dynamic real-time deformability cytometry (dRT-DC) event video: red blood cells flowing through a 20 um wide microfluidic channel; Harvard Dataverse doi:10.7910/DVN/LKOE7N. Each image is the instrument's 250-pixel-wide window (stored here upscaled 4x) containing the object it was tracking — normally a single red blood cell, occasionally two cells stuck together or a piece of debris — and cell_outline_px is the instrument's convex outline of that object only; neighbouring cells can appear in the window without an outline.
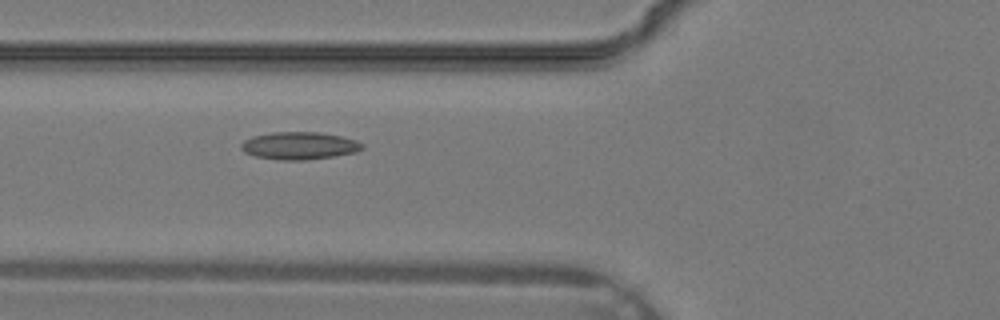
{"species": "common noctule bat (a hibernating species)", "species_latin": "Nyctalus noctula", "temperature_condition": "warm", "stored_images_in_passage": 28, "camera_frame_rate_fps": 3000, "um_per_image_px": 0.085, "animal": {"sex": "male", "body_mass_g": 19.2, "forearm_length_mm": 51.8}, "frame": {"image": 1, "passage_image": 6, "time_ms": 1.667, "image_size_px": [1000, 320], "cell_outline_px": [[364, 148], [356, 152], [308, 160], [276, 160], [256, 156], [244, 152], [240, 148], [240, 144], [244, 140], [252, 136], [272, 132], [320, 132], [340, 136], [356, 140], [364, 144]], "centroid_in_image_um": [25.42, 12.38], "position_along_channel_um": 100.4, "area_um2": 19.54}}
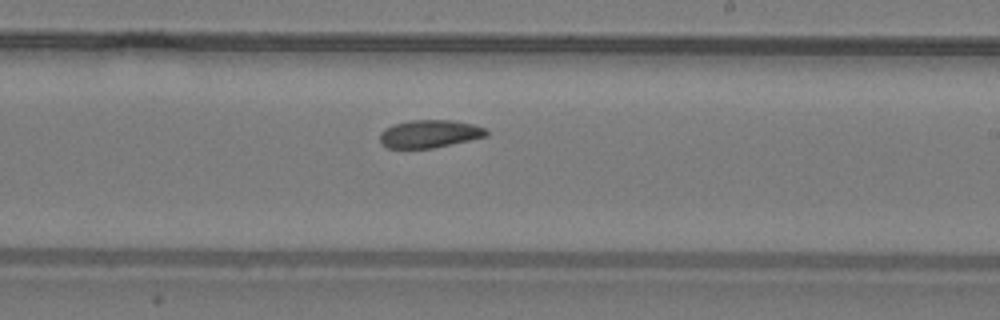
{"frame": {"image": 2, "passage_image": 14, "time_ms": 4.333, "image_size_px": [1000, 320], "cell_outline_px": [[488, 136], [432, 148], [388, 148], [380, 144], [380, 132], [384, 128], [392, 124], [412, 120], [452, 120], [472, 124], [484, 128], [488, 132]], "centroid_in_image_um": [36.47, 11.37], "position_along_channel_um": 252.5, "area_um2": 17.28}}
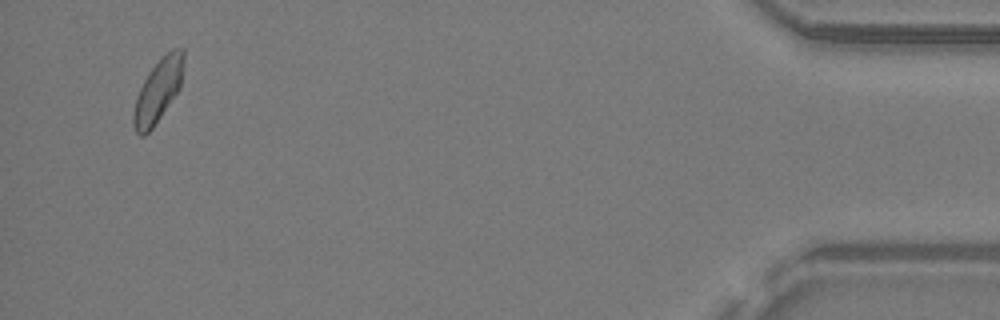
{"frame": {"image": 3, "passage_image": 27, "time_ms": 8.667, "image_size_px": [1000, 320], "cell_outline_px": [[184, 60], [180, 88], [152, 128], [144, 136], [140, 136], [136, 132], [132, 124], [132, 116], [136, 96], [144, 80], [152, 68], [172, 48], [184, 48]], "centroid_in_image_um": [13.42, 7.73], "position_along_channel_um": 421.8, "area_um2": 18.15}}